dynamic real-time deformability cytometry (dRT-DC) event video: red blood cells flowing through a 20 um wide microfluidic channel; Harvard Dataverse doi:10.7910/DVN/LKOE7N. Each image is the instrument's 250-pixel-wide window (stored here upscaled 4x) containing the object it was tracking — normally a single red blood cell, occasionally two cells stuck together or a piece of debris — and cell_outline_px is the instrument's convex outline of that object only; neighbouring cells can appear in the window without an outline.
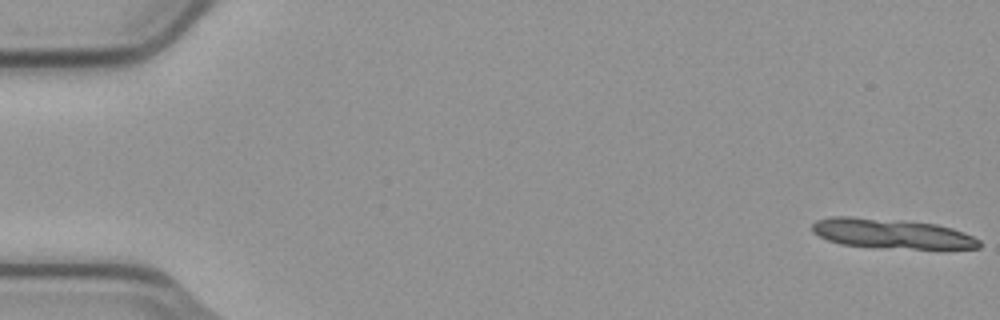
{"species": "common noctule bat (a hibernating species)", "species_latin": "Nyctalus noctula", "temperature_condition": "cold", "stored_images_in_passage": 13, "camera_frame_rate_fps": 3000, "um_per_image_px": 0.085, "animal": {"sex": "male", "body_mass_g": 23.1, "forearm_length_mm": 52.7}, "frame": {"image": 1, "passage_image": 1, "time_ms": 0.0, "image_size_px": [1000, 320], "cell_outline_px": [[980, 248], [944, 252], [880, 248], [840, 244], [828, 240], [812, 232], [812, 224], [816, 220], [832, 216], [852, 216], [936, 224], [952, 228], [964, 232], [980, 240]], "centroid_in_image_um": [75.92, 19.92], "position_along_channel_um": 9.1, "area_um2": 30.29}}